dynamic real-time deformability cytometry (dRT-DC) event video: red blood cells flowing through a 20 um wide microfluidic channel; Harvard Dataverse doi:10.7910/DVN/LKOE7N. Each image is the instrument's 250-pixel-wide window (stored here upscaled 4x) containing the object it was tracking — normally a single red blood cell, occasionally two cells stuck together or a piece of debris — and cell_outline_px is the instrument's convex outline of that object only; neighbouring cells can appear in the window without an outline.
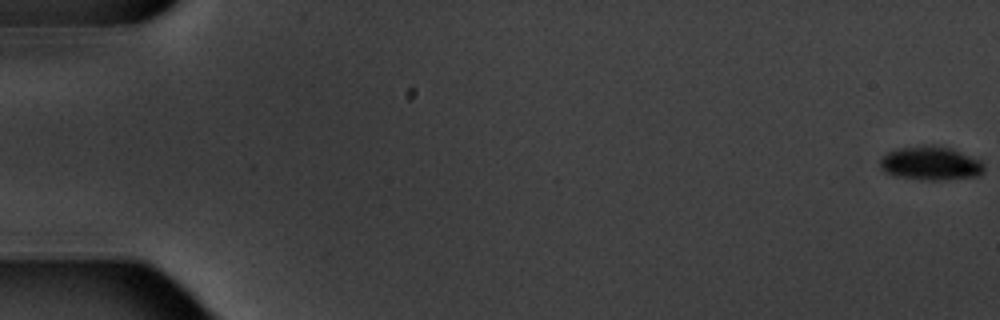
{"species": "common noctule bat (a hibernating species)", "species_latin": "Nyctalus noctula", "temperature_condition": "warm", "stored_images_in_passage": 6, "camera_frame_rate_fps": 3000, "um_per_image_px": 0.085, "animal": {"sex": "male", "body_mass_g": 20.1, "forearm_length_mm": 53.5}, "frame": {"image": 1, "passage_image": 1, "time_ms": 0.0, "image_size_px": [1000, 320], "cell_outline_px": [[984, 172], [980, 176], [948, 180], [928, 180], [892, 176], [884, 172], [880, 168], [880, 160], [888, 152], [896, 148], [932, 144], [936, 144], [952, 148], [980, 160], [984, 164]], "centroid_in_image_um": [79.12, 13.88], "position_along_channel_um": 5.9, "area_um2": 20.92}}
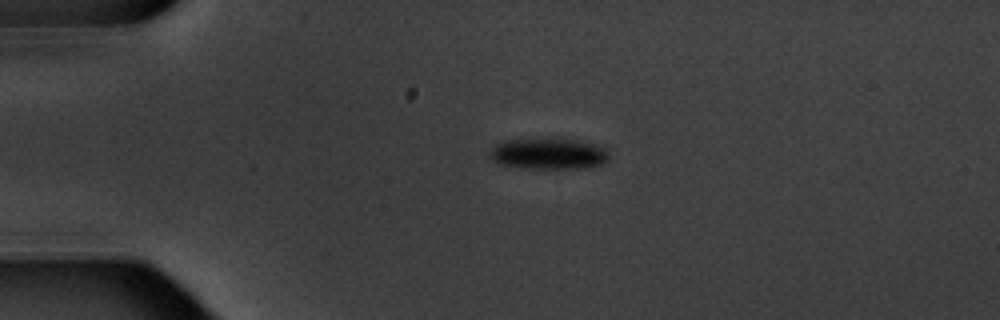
{"frame": {"image": 2, "passage_image": 5, "time_ms": 4.667, "image_size_px": [1000, 320], "cell_outline_px": [[608, 160], [600, 164], [584, 168], [528, 168], [496, 164], [488, 156], [488, 152], [496, 144], [504, 140], [580, 140], [604, 148], [608, 152]], "centroid_in_image_um": [46.57, 13.09], "position_along_channel_um": 38.4, "area_um2": 21.21}}